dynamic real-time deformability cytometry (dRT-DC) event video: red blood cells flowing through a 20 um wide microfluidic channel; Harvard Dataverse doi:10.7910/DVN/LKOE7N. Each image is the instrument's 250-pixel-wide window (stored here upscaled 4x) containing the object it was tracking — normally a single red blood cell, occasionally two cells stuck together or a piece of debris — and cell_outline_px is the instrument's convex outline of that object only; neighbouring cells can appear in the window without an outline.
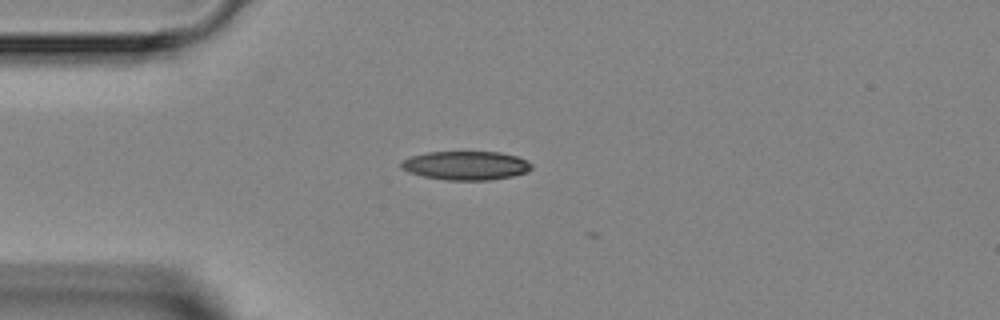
{"species": "Egyptian fruit bat (a non-hibernating species)", "species_latin": "Rousettus aegyptiacus", "temperature_condition": "room temperature", "stored_images_in_passage": 5, "camera_frame_rate_fps": 3000, "um_per_image_px": 0.085, "animal": {"sex": "female"}, "frame": {"image": 1, "passage_image": 3, "time_ms": 2.0, "image_size_px": [1000, 320], "cell_outline_px": [[532, 168], [528, 172], [512, 176], [488, 180], [448, 180], [424, 176], [408, 172], [400, 168], [400, 164], [408, 156], [428, 152], [500, 152], [516, 156], [532, 164]], "centroid_in_image_um": [39.58, 14.06], "position_along_channel_um": 45.4, "area_um2": 21.85}}